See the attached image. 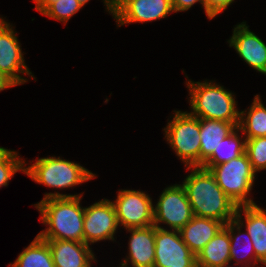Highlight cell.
<instances>
[{
  "instance_id": "obj_1",
  "label": "cell",
  "mask_w": 266,
  "mask_h": 267,
  "mask_svg": "<svg viewBox=\"0 0 266 267\" xmlns=\"http://www.w3.org/2000/svg\"><path fill=\"white\" fill-rule=\"evenodd\" d=\"M80 194H63L58 191L44 194L34 207L40 213L45 230L37 235L42 239L73 240L84 242L83 222L85 207Z\"/></svg>"
},
{
  "instance_id": "obj_2",
  "label": "cell",
  "mask_w": 266,
  "mask_h": 267,
  "mask_svg": "<svg viewBox=\"0 0 266 267\" xmlns=\"http://www.w3.org/2000/svg\"><path fill=\"white\" fill-rule=\"evenodd\" d=\"M190 171L182 182L194 216L219 220L226 224L234 220L236 203L217 184L213 174L201 167H185Z\"/></svg>"
},
{
  "instance_id": "obj_3",
  "label": "cell",
  "mask_w": 266,
  "mask_h": 267,
  "mask_svg": "<svg viewBox=\"0 0 266 267\" xmlns=\"http://www.w3.org/2000/svg\"><path fill=\"white\" fill-rule=\"evenodd\" d=\"M185 77L191 115L199 119L220 120L239 126L240 109L237 107L238 101L235 100L234 92L225 89L226 87L216 83V80L195 82L188 79L187 74Z\"/></svg>"
},
{
  "instance_id": "obj_4",
  "label": "cell",
  "mask_w": 266,
  "mask_h": 267,
  "mask_svg": "<svg viewBox=\"0 0 266 267\" xmlns=\"http://www.w3.org/2000/svg\"><path fill=\"white\" fill-rule=\"evenodd\" d=\"M31 165L25 160L24 174L35 183L43 184L54 190H67L77 185L91 181L97 175L78 164L77 162L63 159L60 156L37 158ZM26 164L28 166H26Z\"/></svg>"
},
{
  "instance_id": "obj_5",
  "label": "cell",
  "mask_w": 266,
  "mask_h": 267,
  "mask_svg": "<svg viewBox=\"0 0 266 267\" xmlns=\"http://www.w3.org/2000/svg\"><path fill=\"white\" fill-rule=\"evenodd\" d=\"M172 116L163 129L167 144L184 167L200 166V119L181 110H174Z\"/></svg>"
},
{
  "instance_id": "obj_6",
  "label": "cell",
  "mask_w": 266,
  "mask_h": 267,
  "mask_svg": "<svg viewBox=\"0 0 266 267\" xmlns=\"http://www.w3.org/2000/svg\"><path fill=\"white\" fill-rule=\"evenodd\" d=\"M209 171L223 192L237 206L256 204L250 197V192L253 190L257 173L246 153L226 163L212 166Z\"/></svg>"
},
{
  "instance_id": "obj_7",
  "label": "cell",
  "mask_w": 266,
  "mask_h": 267,
  "mask_svg": "<svg viewBox=\"0 0 266 267\" xmlns=\"http://www.w3.org/2000/svg\"><path fill=\"white\" fill-rule=\"evenodd\" d=\"M117 27L164 19L173 13L171 0H103Z\"/></svg>"
},
{
  "instance_id": "obj_8",
  "label": "cell",
  "mask_w": 266,
  "mask_h": 267,
  "mask_svg": "<svg viewBox=\"0 0 266 267\" xmlns=\"http://www.w3.org/2000/svg\"><path fill=\"white\" fill-rule=\"evenodd\" d=\"M153 211L155 227L178 231L194 216L182 184L167 185L157 199V203L153 205Z\"/></svg>"
},
{
  "instance_id": "obj_9",
  "label": "cell",
  "mask_w": 266,
  "mask_h": 267,
  "mask_svg": "<svg viewBox=\"0 0 266 267\" xmlns=\"http://www.w3.org/2000/svg\"><path fill=\"white\" fill-rule=\"evenodd\" d=\"M119 227L138 228L153 225V200L141 190L119 189L117 198L111 200Z\"/></svg>"
},
{
  "instance_id": "obj_10",
  "label": "cell",
  "mask_w": 266,
  "mask_h": 267,
  "mask_svg": "<svg viewBox=\"0 0 266 267\" xmlns=\"http://www.w3.org/2000/svg\"><path fill=\"white\" fill-rule=\"evenodd\" d=\"M24 52L17 32L10 22L0 17V71L10 77L18 86L29 81L23 75L36 80L26 65Z\"/></svg>"
},
{
  "instance_id": "obj_11",
  "label": "cell",
  "mask_w": 266,
  "mask_h": 267,
  "mask_svg": "<svg viewBox=\"0 0 266 267\" xmlns=\"http://www.w3.org/2000/svg\"><path fill=\"white\" fill-rule=\"evenodd\" d=\"M119 229L116 212L111 199H101L85 207L83 234L84 243L93 245L100 241L115 242Z\"/></svg>"
},
{
  "instance_id": "obj_12",
  "label": "cell",
  "mask_w": 266,
  "mask_h": 267,
  "mask_svg": "<svg viewBox=\"0 0 266 267\" xmlns=\"http://www.w3.org/2000/svg\"><path fill=\"white\" fill-rule=\"evenodd\" d=\"M153 267H197L196 255L183 242L178 230L155 227Z\"/></svg>"
},
{
  "instance_id": "obj_13",
  "label": "cell",
  "mask_w": 266,
  "mask_h": 267,
  "mask_svg": "<svg viewBox=\"0 0 266 267\" xmlns=\"http://www.w3.org/2000/svg\"><path fill=\"white\" fill-rule=\"evenodd\" d=\"M232 33L227 40L229 47L256 72L266 75V43L249 29L246 21L235 25Z\"/></svg>"
},
{
  "instance_id": "obj_14",
  "label": "cell",
  "mask_w": 266,
  "mask_h": 267,
  "mask_svg": "<svg viewBox=\"0 0 266 267\" xmlns=\"http://www.w3.org/2000/svg\"><path fill=\"white\" fill-rule=\"evenodd\" d=\"M128 255L119 263L121 267H153L155 261V226L127 228ZM131 265V266H130Z\"/></svg>"
},
{
  "instance_id": "obj_15",
  "label": "cell",
  "mask_w": 266,
  "mask_h": 267,
  "mask_svg": "<svg viewBox=\"0 0 266 267\" xmlns=\"http://www.w3.org/2000/svg\"><path fill=\"white\" fill-rule=\"evenodd\" d=\"M234 219L249 234L256 258L266 267V209L258 204L241 205Z\"/></svg>"
},
{
  "instance_id": "obj_16",
  "label": "cell",
  "mask_w": 266,
  "mask_h": 267,
  "mask_svg": "<svg viewBox=\"0 0 266 267\" xmlns=\"http://www.w3.org/2000/svg\"><path fill=\"white\" fill-rule=\"evenodd\" d=\"M43 240H46L49 245L55 267H89L92 262L97 263L92 246L84 242Z\"/></svg>"
},
{
  "instance_id": "obj_17",
  "label": "cell",
  "mask_w": 266,
  "mask_h": 267,
  "mask_svg": "<svg viewBox=\"0 0 266 267\" xmlns=\"http://www.w3.org/2000/svg\"><path fill=\"white\" fill-rule=\"evenodd\" d=\"M224 225L216 219L193 216L179 233L183 242L197 255Z\"/></svg>"
},
{
  "instance_id": "obj_18",
  "label": "cell",
  "mask_w": 266,
  "mask_h": 267,
  "mask_svg": "<svg viewBox=\"0 0 266 267\" xmlns=\"http://www.w3.org/2000/svg\"><path fill=\"white\" fill-rule=\"evenodd\" d=\"M230 236V264L244 267H262L255 255L252 241L246 230L234 219L224 225Z\"/></svg>"
},
{
  "instance_id": "obj_19",
  "label": "cell",
  "mask_w": 266,
  "mask_h": 267,
  "mask_svg": "<svg viewBox=\"0 0 266 267\" xmlns=\"http://www.w3.org/2000/svg\"><path fill=\"white\" fill-rule=\"evenodd\" d=\"M230 236L223 227L196 255L197 267H222L230 263Z\"/></svg>"
},
{
  "instance_id": "obj_20",
  "label": "cell",
  "mask_w": 266,
  "mask_h": 267,
  "mask_svg": "<svg viewBox=\"0 0 266 267\" xmlns=\"http://www.w3.org/2000/svg\"><path fill=\"white\" fill-rule=\"evenodd\" d=\"M236 128L237 126L233 123L212 119H200V166L217 149L220 142Z\"/></svg>"
},
{
  "instance_id": "obj_21",
  "label": "cell",
  "mask_w": 266,
  "mask_h": 267,
  "mask_svg": "<svg viewBox=\"0 0 266 267\" xmlns=\"http://www.w3.org/2000/svg\"><path fill=\"white\" fill-rule=\"evenodd\" d=\"M238 127L245 139L266 136V107L259 94L254 95L249 108L240 110Z\"/></svg>"
},
{
  "instance_id": "obj_22",
  "label": "cell",
  "mask_w": 266,
  "mask_h": 267,
  "mask_svg": "<svg viewBox=\"0 0 266 267\" xmlns=\"http://www.w3.org/2000/svg\"><path fill=\"white\" fill-rule=\"evenodd\" d=\"M245 143L246 139L239 127H237L220 142L217 149L203 162L201 167L209 170L212 166L238 158L245 153Z\"/></svg>"
},
{
  "instance_id": "obj_23",
  "label": "cell",
  "mask_w": 266,
  "mask_h": 267,
  "mask_svg": "<svg viewBox=\"0 0 266 267\" xmlns=\"http://www.w3.org/2000/svg\"><path fill=\"white\" fill-rule=\"evenodd\" d=\"M9 265L10 267H55L47 241L38 235Z\"/></svg>"
},
{
  "instance_id": "obj_24",
  "label": "cell",
  "mask_w": 266,
  "mask_h": 267,
  "mask_svg": "<svg viewBox=\"0 0 266 267\" xmlns=\"http://www.w3.org/2000/svg\"><path fill=\"white\" fill-rule=\"evenodd\" d=\"M19 152L0 146V188L8 186L17 172L24 173L25 160Z\"/></svg>"
},
{
  "instance_id": "obj_25",
  "label": "cell",
  "mask_w": 266,
  "mask_h": 267,
  "mask_svg": "<svg viewBox=\"0 0 266 267\" xmlns=\"http://www.w3.org/2000/svg\"><path fill=\"white\" fill-rule=\"evenodd\" d=\"M81 8L77 0H58L52 3L42 15L66 25Z\"/></svg>"
},
{
  "instance_id": "obj_26",
  "label": "cell",
  "mask_w": 266,
  "mask_h": 267,
  "mask_svg": "<svg viewBox=\"0 0 266 267\" xmlns=\"http://www.w3.org/2000/svg\"><path fill=\"white\" fill-rule=\"evenodd\" d=\"M245 153L256 173L266 170V136L246 139Z\"/></svg>"
},
{
  "instance_id": "obj_27",
  "label": "cell",
  "mask_w": 266,
  "mask_h": 267,
  "mask_svg": "<svg viewBox=\"0 0 266 267\" xmlns=\"http://www.w3.org/2000/svg\"><path fill=\"white\" fill-rule=\"evenodd\" d=\"M202 2L207 19L212 20L224 12L235 0H202Z\"/></svg>"
},
{
  "instance_id": "obj_28",
  "label": "cell",
  "mask_w": 266,
  "mask_h": 267,
  "mask_svg": "<svg viewBox=\"0 0 266 267\" xmlns=\"http://www.w3.org/2000/svg\"><path fill=\"white\" fill-rule=\"evenodd\" d=\"M174 13L190 10L196 3H200L203 7L202 0H171Z\"/></svg>"
},
{
  "instance_id": "obj_29",
  "label": "cell",
  "mask_w": 266,
  "mask_h": 267,
  "mask_svg": "<svg viewBox=\"0 0 266 267\" xmlns=\"http://www.w3.org/2000/svg\"><path fill=\"white\" fill-rule=\"evenodd\" d=\"M18 86L10 77L0 71V92Z\"/></svg>"
},
{
  "instance_id": "obj_30",
  "label": "cell",
  "mask_w": 266,
  "mask_h": 267,
  "mask_svg": "<svg viewBox=\"0 0 266 267\" xmlns=\"http://www.w3.org/2000/svg\"><path fill=\"white\" fill-rule=\"evenodd\" d=\"M35 3V10L39 13H43L52 3L58 0H32Z\"/></svg>"
},
{
  "instance_id": "obj_31",
  "label": "cell",
  "mask_w": 266,
  "mask_h": 267,
  "mask_svg": "<svg viewBox=\"0 0 266 267\" xmlns=\"http://www.w3.org/2000/svg\"><path fill=\"white\" fill-rule=\"evenodd\" d=\"M77 1L82 7H84L85 4H87L90 0H77Z\"/></svg>"
},
{
  "instance_id": "obj_32",
  "label": "cell",
  "mask_w": 266,
  "mask_h": 267,
  "mask_svg": "<svg viewBox=\"0 0 266 267\" xmlns=\"http://www.w3.org/2000/svg\"><path fill=\"white\" fill-rule=\"evenodd\" d=\"M234 265H235V266H234ZM234 265H233V264L230 265V263H228V264H225V265L222 266V267H240V265H237V266H236V264H234ZM241 267H244V266H241Z\"/></svg>"
}]
</instances>
